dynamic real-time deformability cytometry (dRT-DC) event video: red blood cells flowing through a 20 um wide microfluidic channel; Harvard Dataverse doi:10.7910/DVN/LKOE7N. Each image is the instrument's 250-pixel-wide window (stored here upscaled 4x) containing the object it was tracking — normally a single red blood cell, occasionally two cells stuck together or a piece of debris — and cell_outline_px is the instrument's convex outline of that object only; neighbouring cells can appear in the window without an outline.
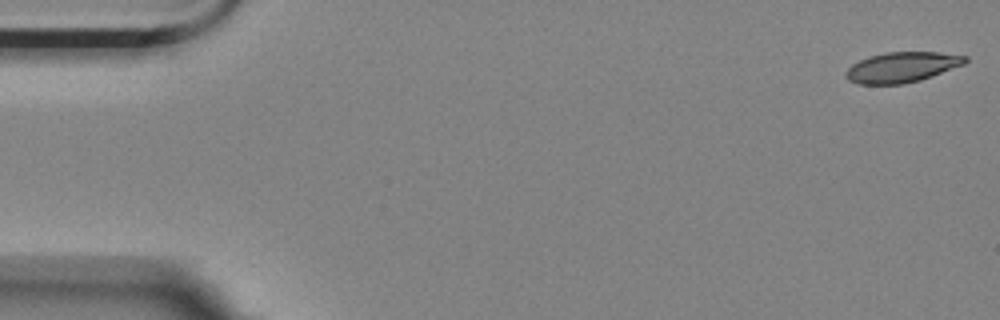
{"species": "Egyptian fruit bat (a non-hibernating species)", "species_latin": "Rousettus aegyptiacus", "temperature_condition": "room temperature", "stored_images_in_passage": 5, "camera_frame_rate_fps": 3000, "um_per_image_px": 0.085, "animal": {"sex": "female"}, "frame": {"image": 1, "passage_image": 1, "time_ms": 0.0, "image_size_px": [1000, 320], "cell_outline_px": [[968, 60], [964, 64], [932, 76], [920, 80], [904, 84], [856, 84], [848, 80], [844, 76], [844, 72], [852, 64], [868, 56], [884, 52], [940, 52], [968, 56]], "centroid_in_image_um": [76.64, 5.71], "position_along_channel_um": 8.4, "area_um2": 21.27}}
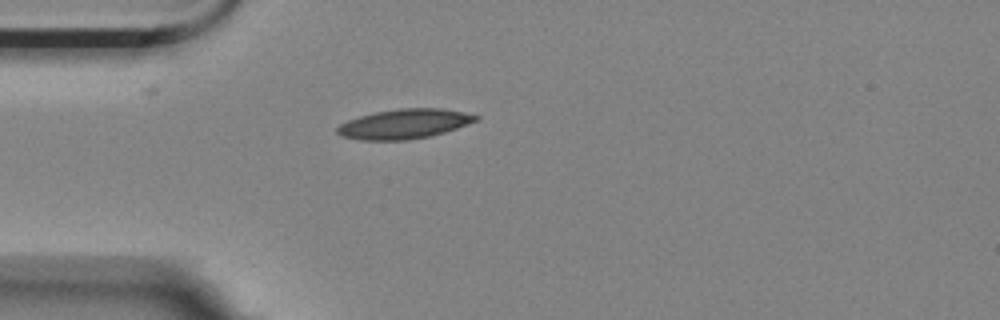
{"frame": {"image": 2, "passage_image": 5, "time_ms": 1.333, "image_size_px": [1000, 320], "cell_outline_px": [[480, 120], [444, 132], [428, 136], [404, 140], [360, 140], [340, 136], [336, 132], [336, 128], [340, 124], [348, 120], [360, 116], [376, 112], [396, 108], [444, 108], [464, 112], [480, 116]], "centroid_in_image_um": [34.37, 10.52], "position_along_channel_um": 50.6, "area_um2": 23.99}}